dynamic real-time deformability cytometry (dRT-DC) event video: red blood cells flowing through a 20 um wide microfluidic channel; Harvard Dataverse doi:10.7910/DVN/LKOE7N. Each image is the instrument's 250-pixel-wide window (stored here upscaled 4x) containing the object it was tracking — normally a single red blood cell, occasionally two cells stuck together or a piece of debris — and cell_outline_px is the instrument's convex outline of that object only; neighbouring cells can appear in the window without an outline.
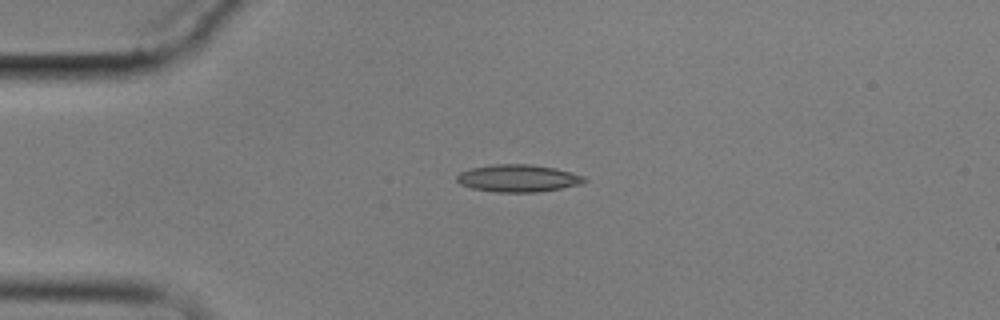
{"species": "common noctule bat (a hibernating species)", "species_latin": "Nyctalus noctula", "temperature_condition": "cold", "stored_images_in_passage": 4, "camera_frame_rate_fps": 3000, "um_per_image_px": 0.085, "animal": {"sex": "male", "body_mass_g": 17.9}, "frame": {"image": 1, "passage_image": 3, "time_ms": 2.333, "image_size_px": [1000, 320], "cell_outline_px": [[588, 180], [580, 184], [560, 188], [536, 192], [496, 192], [472, 188], [460, 184], [456, 180], [456, 176], [460, 172], [468, 168], [492, 164], [528, 164], [556, 168], [572, 172], [584, 176]], "centroid_in_image_um": [44.01, 15.14], "position_along_channel_um": 41.0, "area_um2": 20.4}}